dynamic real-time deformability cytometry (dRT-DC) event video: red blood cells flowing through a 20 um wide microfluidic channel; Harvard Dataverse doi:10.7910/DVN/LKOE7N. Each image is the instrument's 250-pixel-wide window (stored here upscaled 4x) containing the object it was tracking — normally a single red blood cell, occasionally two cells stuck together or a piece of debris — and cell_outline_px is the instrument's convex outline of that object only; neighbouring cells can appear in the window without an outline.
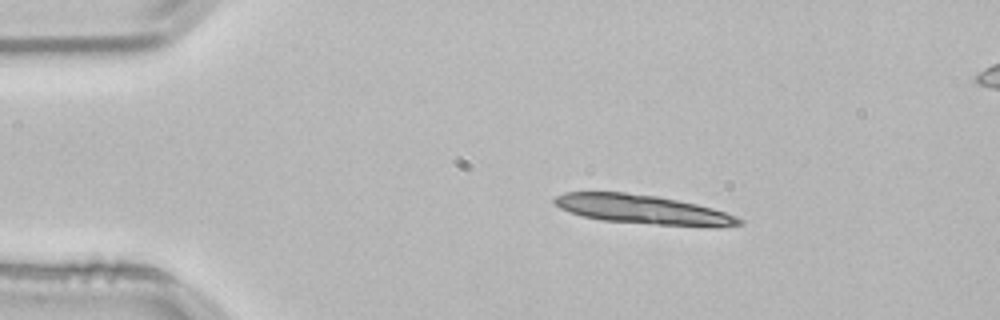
{"species": "common noctule bat (a hibernating species)", "species_latin": "Nyctalus noctula", "temperature_condition": "room temperature", "stored_images_in_passage": 53, "camera_frame_rate_fps": 3000, "um_per_image_px": 0.085, "animal": {"sex": "male", "body_mass_g": 21.5, "forearm_length_mm": 52.0}, "frame": {"image": 1, "passage_image": 8, "time_ms": 2.333, "image_size_px": [1000, 320], "cell_outline_px": [[744, 224], [716, 228], [656, 224], [604, 220], [584, 216], [560, 208], [552, 200], [556, 196], [564, 192], [624, 192], [656, 196], [696, 204], [712, 208], [736, 216], [744, 220]], "centroid_in_image_um": [54.72, 17.82], "position_along_channel_um": 30.3, "area_um2": 31.15}, "authors_computed_cell_mechanics": {"area_um2": 15.6638, "velocity_mm_per_s": 3.7951, "shape_relaxation_time_tau1_ms": 6.4152, "shape_relaxation_time_tau2_ms": null, "deformation_change_tau1": 0.15, "deformation_change_tau2": null}}